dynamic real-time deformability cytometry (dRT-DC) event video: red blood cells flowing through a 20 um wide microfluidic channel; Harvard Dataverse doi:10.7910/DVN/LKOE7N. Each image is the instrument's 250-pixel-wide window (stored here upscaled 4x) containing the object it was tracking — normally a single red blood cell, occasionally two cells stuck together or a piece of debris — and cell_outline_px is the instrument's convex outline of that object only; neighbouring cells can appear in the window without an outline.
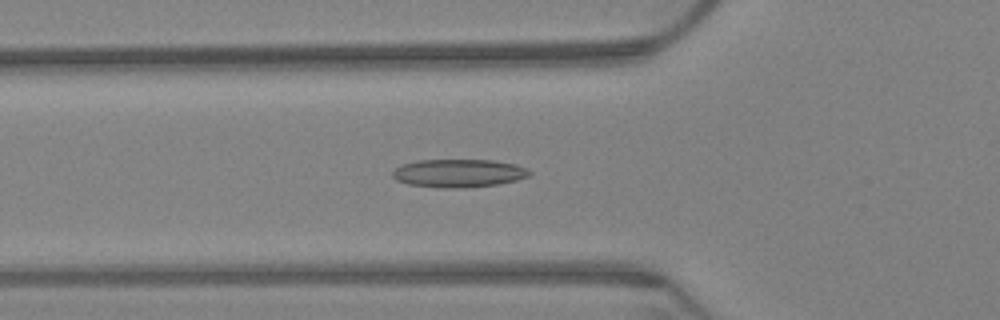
{"species": "Egyptian fruit bat (a non-hibernating species)", "species_latin": "Rousettus aegyptiacus", "temperature_condition": "warm", "stored_images_in_passage": 64, "camera_frame_rate_fps": 3000, "um_per_image_px": 0.085, "animal": {"sex": "female"}, "frame": {"image": 1, "passage_image": 22, "time_ms": 7.0, "image_size_px": [1000, 320], "cell_outline_px": [[532, 172], [528, 176], [516, 180], [496, 184], [464, 188], [440, 188], [408, 184], [396, 180], [392, 176], [392, 172], [400, 164], [416, 160], [492, 160], [516, 164]], "centroid_in_image_um": [38.93, 14.72], "position_along_channel_um": 86.9, "area_um2": 22.48}}
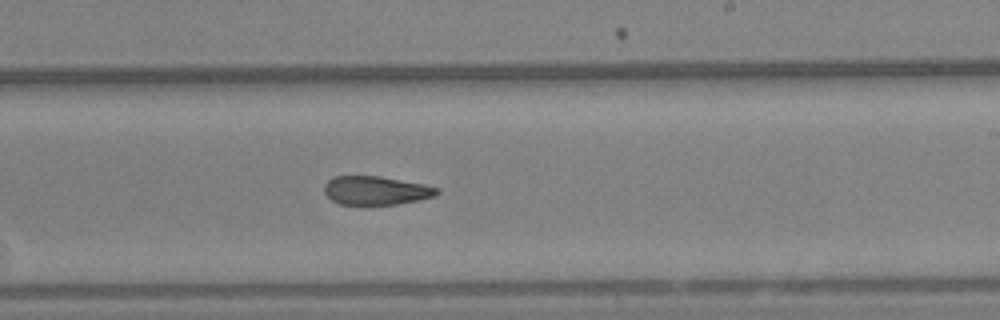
{"frame": {"image": 2, "passage_image": 38, "time_ms": 12.333, "image_size_px": [1000, 320], "cell_outline_px": [[440, 192], [436, 196], [420, 200], [396, 204], [340, 204], [332, 200], [324, 192], [324, 184], [332, 176], [380, 176], [424, 184], [440, 188]], "centroid_in_image_um": [31.98, 16.18], "position_along_channel_um": 257.0, "area_um2": 18.9}}
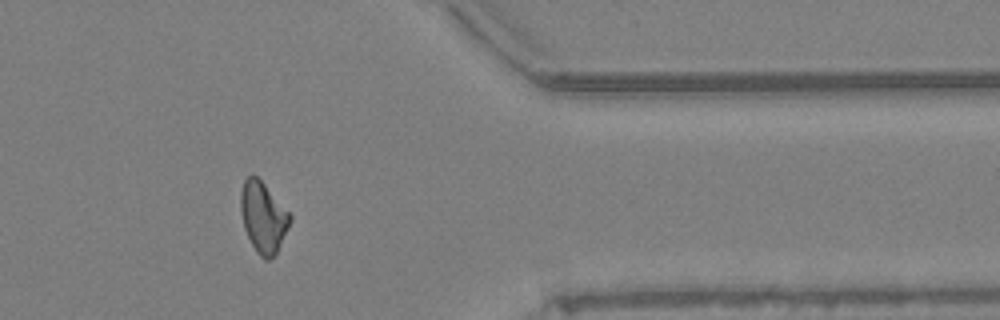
{"frame": {"image": 3, "passage_image": 52, "time_ms": 17.0, "image_size_px": [1000, 320], "cell_outline_px": [[292, 220], [276, 252], [268, 260], [264, 260], [256, 252], [244, 228], [240, 212], [240, 192], [244, 180], [252, 172], [264, 184], [292, 216]], "centroid_in_image_um": [22.34, 18.44], "position_along_channel_um": 389.1, "area_um2": 20.11}, "authors_computed_cell_mechanics": {"area_um2": 20.3456, "velocity_mm_per_s": 3.2021, "shape_relaxation_time_tau1_ms": null, "shape_relaxation_time_tau2_ms": 4.3088, "deformation_change_tau1": null, "deformation_change_tau2": 0.1233}}